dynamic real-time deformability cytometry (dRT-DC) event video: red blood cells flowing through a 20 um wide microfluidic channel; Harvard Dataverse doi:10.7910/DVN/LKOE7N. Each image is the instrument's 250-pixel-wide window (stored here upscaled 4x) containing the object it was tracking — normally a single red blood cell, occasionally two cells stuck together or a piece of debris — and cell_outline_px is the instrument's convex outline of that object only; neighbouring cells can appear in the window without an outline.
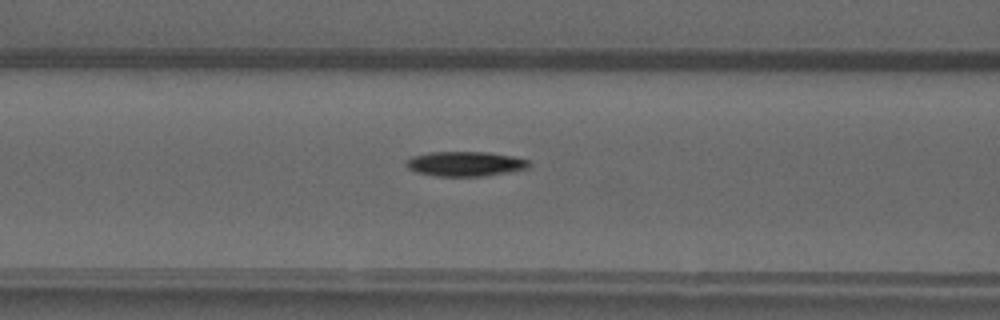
{"species": "common noctule bat (a hibernating species)", "species_latin": "Nyctalus noctula", "temperature_condition": "warm", "stored_images_in_passage": 31, "camera_frame_rate_fps": 3000, "um_per_image_px": 0.085, "animal": {"sex": "male", "forearm_length_mm": 52.5}, "frame": {"image": 1, "passage_image": 7, "time_ms": 2.0, "image_size_px": [1000, 320], "cell_outline_px": [[532, 164], [528, 168], [508, 172], [484, 176], [436, 176], [416, 172], [408, 168], [404, 164], [404, 160], [412, 156], [428, 152], [488, 152], [512, 156], [528, 160]], "centroid_in_image_um": [39.51, 13.92], "position_along_channel_um": 127.1, "area_um2": 17.86}}
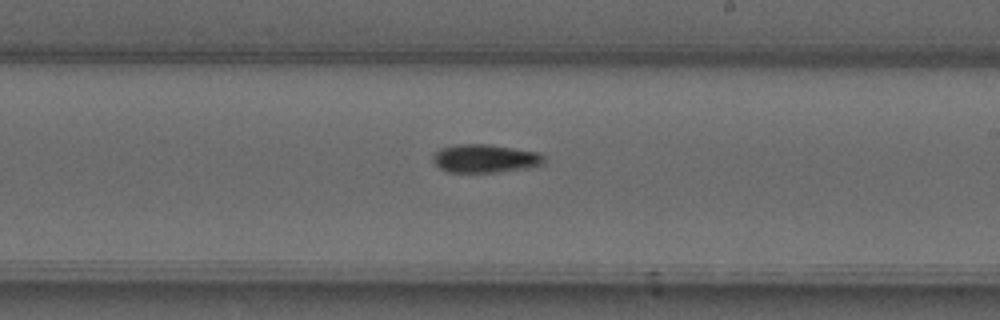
{"frame": {"image": 2, "passage_image": 16, "time_ms": 5.0, "image_size_px": [1000, 320], "cell_outline_px": [[544, 164], [528, 168], [496, 172], [448, 172], [440, 168], [432, 160], [432, 156], [440, 148], [456, 144], [488, 144], [536, 152], [544, 156]], "centroid_in_image_um": [41.21, 13.47], "position_along_channel_um": 247.8, "area_um2": 18.26}}
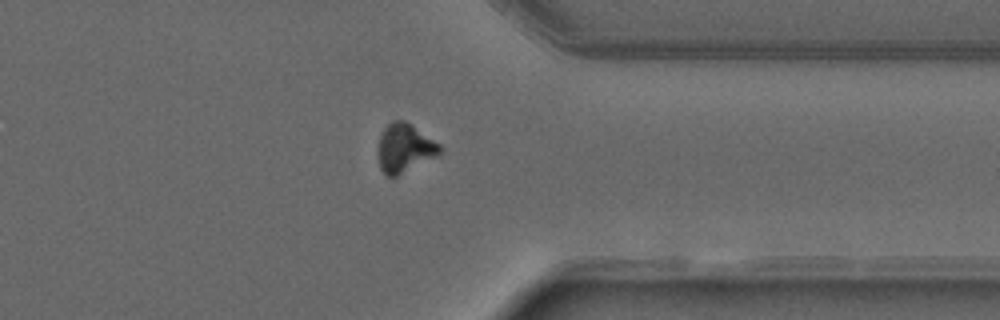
{"frame": {"image": 3, "passage_image": 26, "time_ms": 8.333, "image_size_px": [1000, 320], "cell_outline_px": [[440, 152], [436, 156], [396, 176], [388, 176], [380, 168], [376, 156], [380, 136], [384, 128], [392, 120], [404, 120], [440, 144]], "centroid_in_image_um": [34.34, 12.58], "position_along_channel_um": 377.1, "area_um2": 17.28}, "authors_computed_cell_mechanics": {"area_um2": 17.5712, "velocity_mm_per_s": 4.0338, "shape_relaxation_time_tau1_ms": 2.9824, "shape_relaxation_time_tau2_ms": null, "deformation_change_tau1": 0.1655, "deformation_change_tau2": null}}